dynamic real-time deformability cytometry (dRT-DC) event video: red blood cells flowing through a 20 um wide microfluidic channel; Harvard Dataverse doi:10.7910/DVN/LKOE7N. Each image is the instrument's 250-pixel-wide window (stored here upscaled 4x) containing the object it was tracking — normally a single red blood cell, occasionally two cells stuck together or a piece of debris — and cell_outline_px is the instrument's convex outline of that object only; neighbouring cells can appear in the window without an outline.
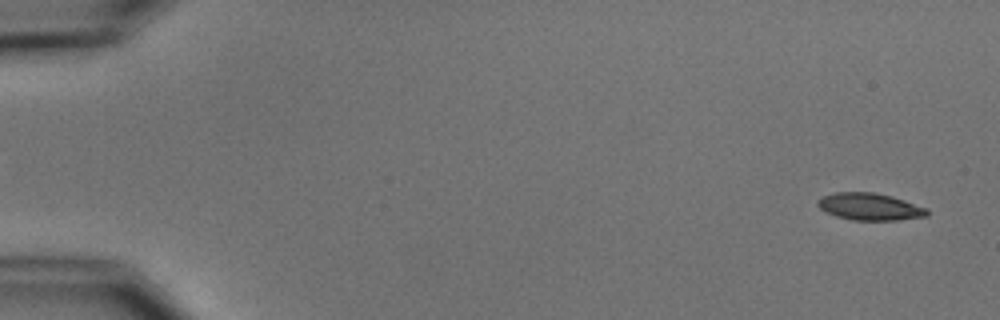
{"species": "common noctule bat (a hibernating species)", "species_latin": "Nyctalus noctula", "temperature_condition": "cold", "stored_images_in_passage": 4, "camera_frame_rate_fps": 3000, "um_per_image_px": 0.085, "animal": {"sex": "male", "body_mass_g": 15.6}, "frame": {"image": 1, "passage_image": 1, "time_ms": 0.0, "image_size_px": [1000, 320], "cell_outline_px": [[928, 216], [896, 220], [852, 220], [836, 216], [824, 212], [816, 204], [816, 200], [824, 196], [836, 192], [872, 192], [892, 196], [928, 208]], "centroid_in_image_um": [73.92, 17.57], "position_along_channel_um": 11.1, "area_um2": 17.34}}